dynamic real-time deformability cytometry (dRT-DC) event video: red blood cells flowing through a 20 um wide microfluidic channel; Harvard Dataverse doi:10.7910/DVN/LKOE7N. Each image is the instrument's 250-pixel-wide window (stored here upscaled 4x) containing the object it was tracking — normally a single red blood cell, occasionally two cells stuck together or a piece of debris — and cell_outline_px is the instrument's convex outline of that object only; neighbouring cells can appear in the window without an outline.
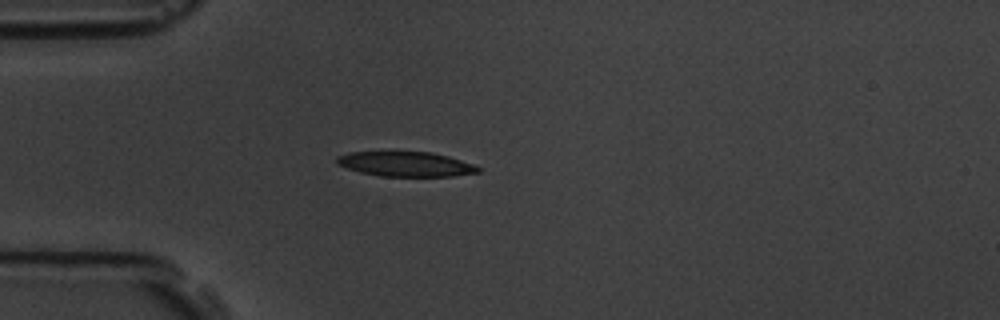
{"species": "common noctule bat (a hibernating species)", "species_latin": "Nyctalus noctula", "temperature_condition": "room temperature", "stored_images_in_passage": 1, "camera_frame_rate_fps": 3000, "um_per_image_px": 0.085, "animal": {"sex": "male", "body_mass_g": 19.5, "forearm_length_mm": 54.6}, "frame": {"image": 1, "passage_image": 1, "time_ms": 0.0, "image_size_px": [1000, 320], "cell_outline_px": [[480, 172], [452, 176], [380, 176], [360, 172], [336, 164], [336, 156], [348, 152], [432, 152], [448, 156], [472, 164], [480, 168]], "centroid_in_image_um": [34.45, 13.94], "position_along_channel_um": 50.5, "area_um2": 20.29}}